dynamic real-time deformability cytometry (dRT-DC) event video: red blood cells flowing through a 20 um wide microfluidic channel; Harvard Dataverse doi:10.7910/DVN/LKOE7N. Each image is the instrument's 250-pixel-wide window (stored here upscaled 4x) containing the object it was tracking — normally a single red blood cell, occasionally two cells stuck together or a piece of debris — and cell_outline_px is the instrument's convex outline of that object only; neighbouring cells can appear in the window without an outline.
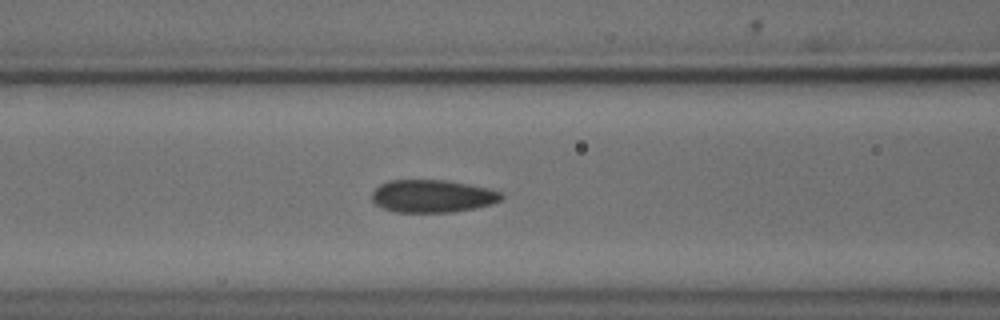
{"species": "common noctule bat (a hibernating species)", "species_latin": "Nyctalus noctula", "temperature_condition": "cold", "stored_images_in_passage": 31, "camera_frame_rate_fps": 3000, "um_per_image_px": 0.085, "animal": {"sex": "male", "body_mass_g": 18.8}, "frame": {"image": 1, "passage_image": 14, "time_ms": 4.333, "image_size_px": [1000, 320], "cell_outline_px": [[504, 196], [500, 200], [492, 204], [476, 208], [452, 212], [396, 212], [384, 208], [376, 204], [372, 200], [372, 192], [380, 184], [388, 180], [444, 180], [468, 184], [488, 188], [500, 192]], "centroid_in_image_um": [36.75, 16.67], "position_along_channel_um": 129.8, "area_um2": 24.62}}
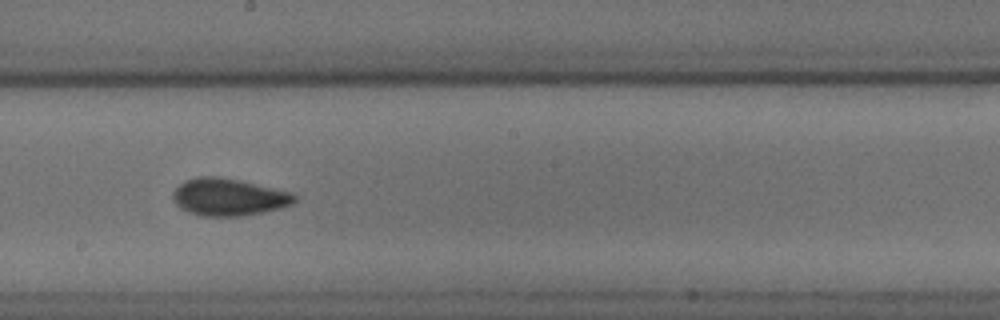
{"frame": {"image": 2, "passage_image": 22, "time_ms": 7.0, "image_size_px": [1000, 320], "cell_outline_px": [[296, 200], [292, 204], [280, 208], [240, 216], [200, 216], [188, 212], [180, 208], [172, 200], [172, 192], [184, 180], [196, 176], [216, 176], [240, 180], [292, 192], [296, 196]], "centroid_in_image_um": [19.39, 16.74], "position_along_channel_um": 228.8, "area_um2": 26.53}}
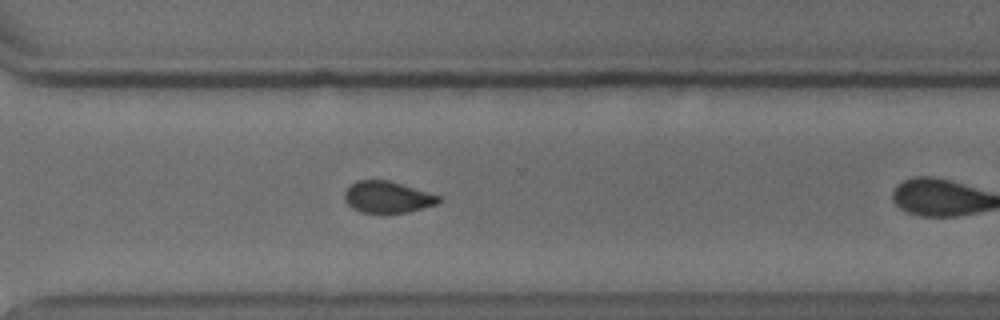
{"frame": {"image": 3, "passage_image": 27, "time_ms": 8.667, "image_size_px": [1000, 320], "cell_outline_px": [[440, 204], [408, 212], [384, 216], [380, 216], [360, 212], [352, 208], [344, 200], [344, 192], [356, 180], [388, 180], [440, 196]], "centroid_in_image_um": [32.91, 16.81], "position_along_channel_um": 337.7, "area_um2": 17.92}}